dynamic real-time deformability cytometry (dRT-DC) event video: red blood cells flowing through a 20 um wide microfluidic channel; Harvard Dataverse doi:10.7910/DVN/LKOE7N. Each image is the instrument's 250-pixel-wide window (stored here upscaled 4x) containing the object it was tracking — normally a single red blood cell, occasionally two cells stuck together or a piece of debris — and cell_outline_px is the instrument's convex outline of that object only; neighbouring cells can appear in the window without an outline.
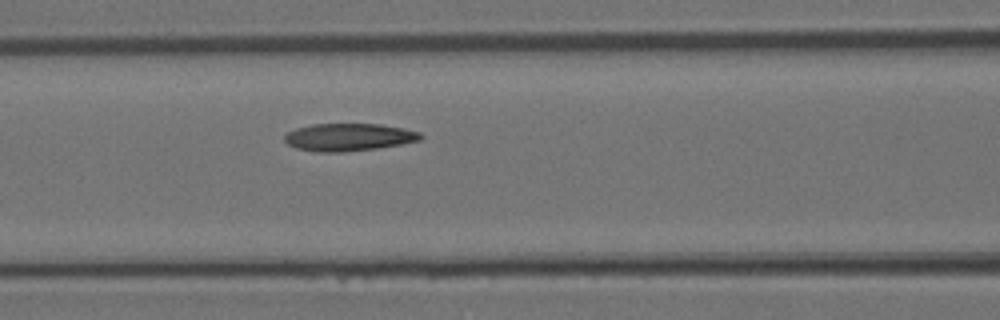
{"species": "Egyptian fruit bat (a non-hibernating species)", "species_latin": "Rousettus aegyptiacus", "temperature_condition": "room temperature", "stored_images_in_passage": 7, "camera_frame_rate_fps": 3000, "um_per_image_px": 0.085, "animal": {"sex": "female"}, "frame": {"image": 1, "passage_image": 7, "time_ms": 2.0, "image_size_px": [1000, 320], "cell_outline_px": [[424, 136], [420, 140], [400, 144], [376, 148], [344, 152], [316, 152], [296, 148], [288, 144], [284, 140], [284, 136], [288, 132], [296, 128], [312, 124], [380, 124], [420, 132]], "centroid_in_image_um": [29.61, 11.66], "position_along_channel_um": 137.0, "area_um2": 21.73}}